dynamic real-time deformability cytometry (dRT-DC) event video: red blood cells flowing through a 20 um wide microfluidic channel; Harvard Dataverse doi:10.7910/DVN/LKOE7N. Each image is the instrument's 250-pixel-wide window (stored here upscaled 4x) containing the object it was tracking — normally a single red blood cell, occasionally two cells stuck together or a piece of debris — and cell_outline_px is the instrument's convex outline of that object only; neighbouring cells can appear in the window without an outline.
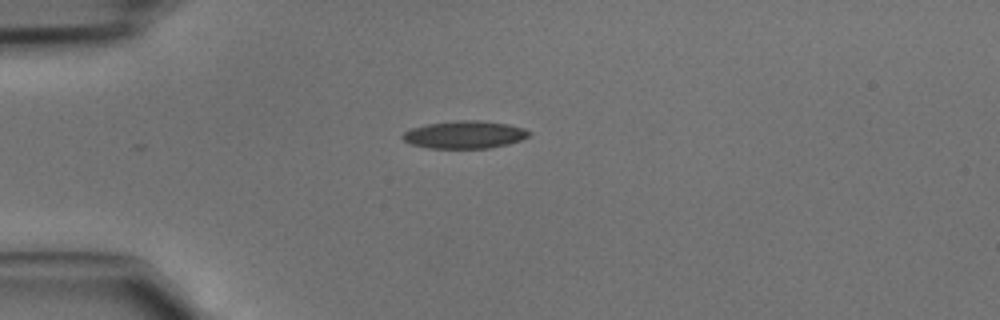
{"species": "common noctule bat (a hibernating species)", "species_latin": "Nyctalus noctula", "temperature_condition": "cold", "stored_images_in_passage": 29, "camera_frame_rate_fps": 3000, "um_per_image_px": 0.085, "animal": {"sex": "male", "body_mass_g": 15.6}, "frame": {"image": 1, "passage_image": 1, "time_ms": 0.0, "image_size_px": [1000, 320], "cell_outline_px": [[532, 132], [528, 136], [520, 140], [508, 144], [488, 148], [428, 148], [412, 144], [404, 140], [400, 136], [404, 132], [412, 128], [428, 124], [456, 120], [480, 120], [508, 124], [524, 128]], "centroid_in_image_um": [39.5, 11.44], "position_along_channel_um": 45.5, "area_um2": 20.29}}
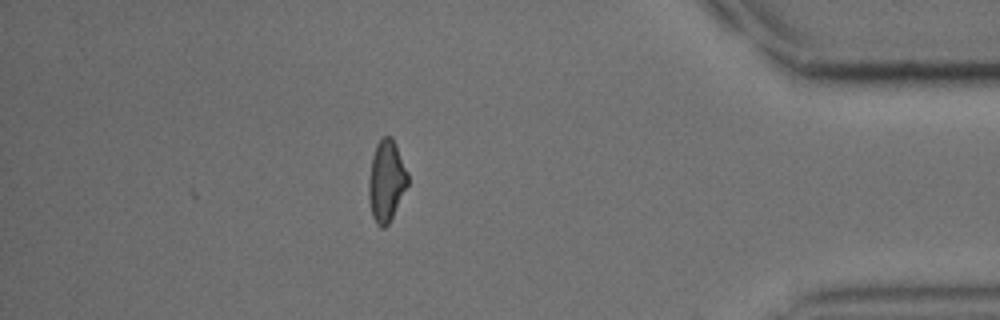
{"frame": {"image": 2, "passage_image": 29, "time_ms": 9.333, "image_size_px": [1000, 320], "cell_outline_px": [[408, 184], [388, 224], [384, 228], [380, 228], [376, 224], [372, 216], [368, 196], [368, 184], [372, 156], [376, 144], [384, 136], [392, 136], [408, 172]], "centroid_in_image_um": [32.83, 15.37], "position_along_channel_um": 402.4, "area_um2": 18.44}}